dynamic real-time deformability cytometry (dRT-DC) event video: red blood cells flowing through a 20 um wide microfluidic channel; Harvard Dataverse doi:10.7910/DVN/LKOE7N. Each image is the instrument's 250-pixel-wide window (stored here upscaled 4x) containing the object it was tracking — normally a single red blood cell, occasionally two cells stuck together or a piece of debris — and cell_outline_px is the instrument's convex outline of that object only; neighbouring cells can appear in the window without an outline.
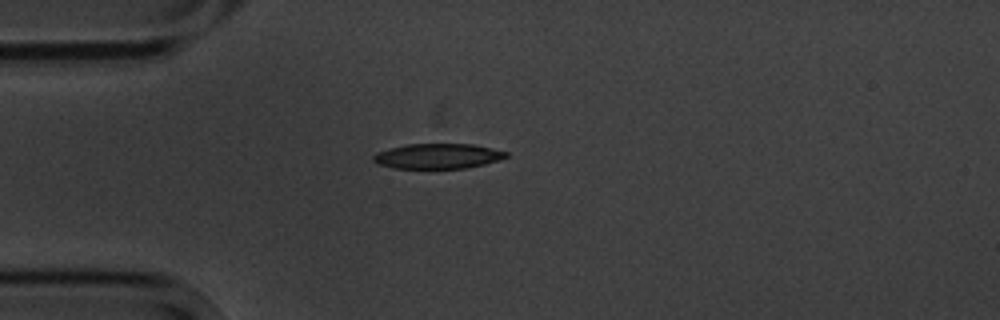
{"species": "common noctule bat (a hibernating species)", "species_latin": "Nyctalus noctula", "temperature_condition": "cold", "stored_images_in_passage": 5, "camera_frame_rate_fps": 3000, "um_per_image_px": 0.085, "animal": {"sex": "male", "body_mass_g": 20.1, "forearm_length_mm": 53.5}, "frame": {"image": 1, "passage_image": 5, "time_ms": 4.667, "image_size_px": [1000, 320], "cell_outline_px": [[508, 156], [484, 164], [464, 168], [396, 168], [376, 164], [372, 160], [372, 156], [376, 152], [408, 144], [472, 144], [508, 152]], "centroid_in_image_um": [37.17, 13.27], "position_along_channel_um": 47.8, "area_um2": 19.19}}